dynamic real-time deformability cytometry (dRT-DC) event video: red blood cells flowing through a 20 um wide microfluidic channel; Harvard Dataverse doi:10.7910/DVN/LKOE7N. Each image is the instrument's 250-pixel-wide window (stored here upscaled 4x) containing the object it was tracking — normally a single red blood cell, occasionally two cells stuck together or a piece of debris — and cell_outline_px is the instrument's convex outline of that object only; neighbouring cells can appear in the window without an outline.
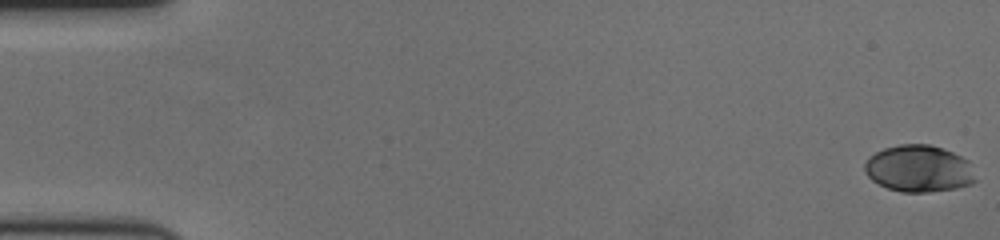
{"species": "human", "species_latin": "Homo sapiens", "temperature_condition": "cold", "stored_images_in_passage": 61, "camera_frame_rate_fps": 3000, "um_per_image_px": 0.085, "donor": {"sex": "female"}, "frame": {"image": 1, "passage_image": 1, "time_ms": 0.0, "image_size_px": [1000, 240], "cell_outline_px": [[976, 180], [972, 184], [956, 188], [928, 192], [900, 192], [888, 188], [872, 180], [864, 172], [864, 164], [868, 156], [884, 148], [900, 144], [928, 144], [944, 148], [968, 160]], "centroid_in_image_um": [78.08, 14.33], "position_along_channel_um": 6.9, "area_um2": 30.35}}
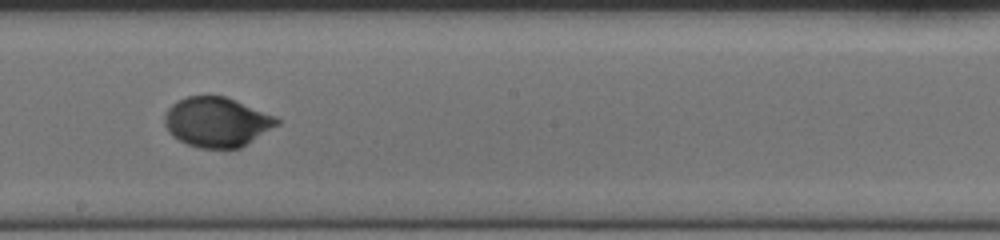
{"frame": {"image": 2, "passage_image": 35, "time_ms": 11.333, "image_size_px": [1000, 240], "cell_outline_px": [[280, 124], [240, 148], [200, 148], [188, 144], [172, 136], [168, 132], [164, 124], [164, 116], [168, 108], [176, 100], [188, 96], [224, 96], [276, 116], [280, 120]], "centroid_in_image_um": [18.42, 10.37], "position_along_channel_um": 229.8, "area_um2": 32.54}}
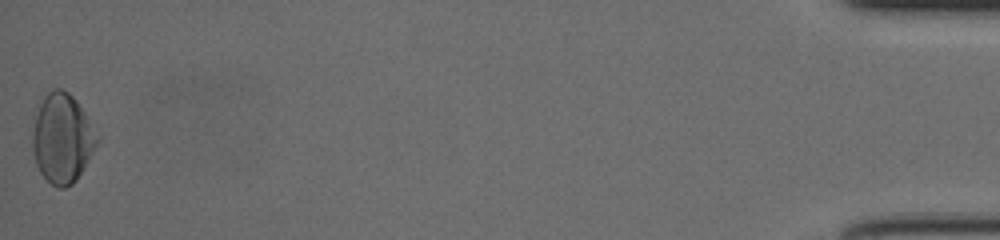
{"frame": {"image": 3, "passage_image": 61, "time_ms": 20.0, "image_size_px": [1000, 240], "cell_outline_px": [[100, 136], [92, 152], [76, 180], [72, 184], [64, 188], [60, 188], [52, 184], [40, 172], [36, 164], [32, 148], [32, 132], [36, 116], [40, 104], [44, 96], [52, 88], [60, 88], [68, 92], [76, 100]], "centroid_in_image_um": [5.28, 11.74], "position_along_channel_um": 429.9, "area_um2": 33.23}, "authors_computed_cell_mechanics": {"area_um2": 31.0386, "velocity_mm_per_s": 3.4397, "shape_relaxation_time_tau1_ms": 4.0027, "shape_relaxation_time_tau2_ms": 0.833, "deformation_change_tau1": 0.1381, "deformation_change_tau2": 0.027}}